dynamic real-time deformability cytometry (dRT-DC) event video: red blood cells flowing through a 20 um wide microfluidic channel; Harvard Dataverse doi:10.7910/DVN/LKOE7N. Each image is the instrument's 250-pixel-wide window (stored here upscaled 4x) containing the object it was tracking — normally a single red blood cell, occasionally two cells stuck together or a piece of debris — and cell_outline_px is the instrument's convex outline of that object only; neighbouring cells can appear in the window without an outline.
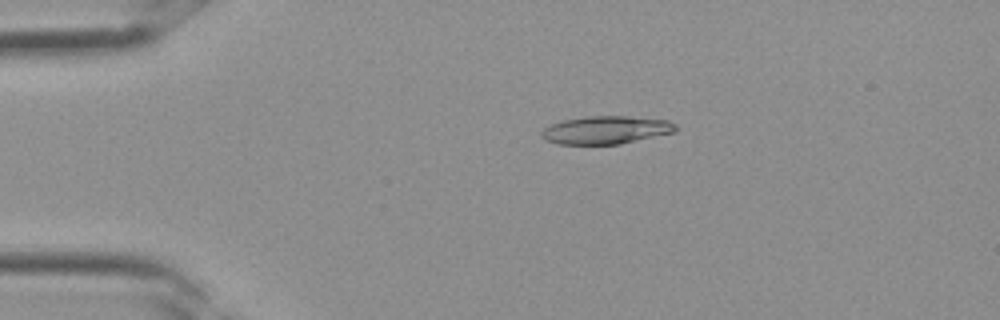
{"species": "Egyptian fruit bat (a non-hibernating species)", "species_latin": "Rousettus aegyptiacus", "temperature_condition": "room temperature", "stored_images_in_passage": 3, "camera_frame_rate_fps": 3000, "um_per_image_px": 0.085, "frame": {"image": 1, "passage_image": 2, "time_ms": 0.333, "image_size_px": [1000, 320], "cell_outline_px": [[676, 128], [672, 132], [620, 144], [556, 144], [544, 140], [540, 136], [540, 132], [544, 128], [560, 120], [584, 116], [628, 116], [668, 120], [676, 124]], "centroid_in_image_um": [51.42, 11.04], "position_along_channel_um": 33.6, "area_um2": 21.91}}